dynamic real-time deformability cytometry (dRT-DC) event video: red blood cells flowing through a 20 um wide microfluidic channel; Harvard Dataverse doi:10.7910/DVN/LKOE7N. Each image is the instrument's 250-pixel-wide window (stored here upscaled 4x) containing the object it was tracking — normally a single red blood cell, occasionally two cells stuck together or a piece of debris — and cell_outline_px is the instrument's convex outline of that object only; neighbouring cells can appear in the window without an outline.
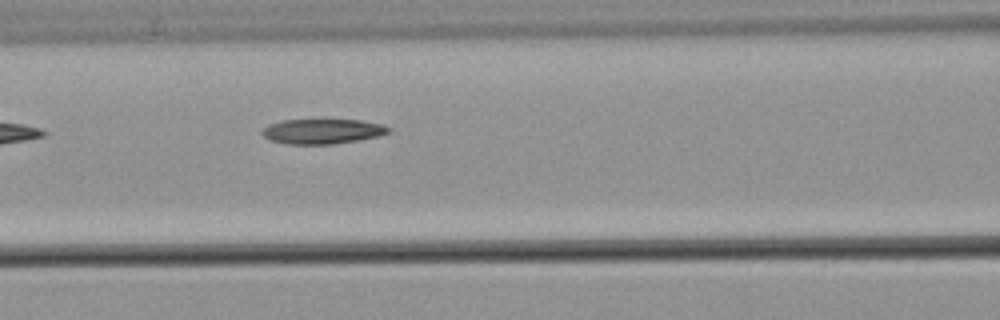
{"species": "common noctule bat (a hibernating species)", "species_latin": "Nyctalus noctula", "temperature_condition": "warm", "stored_images_in_passage": 6, "camera_frame_rate_fps": 3000, "um_per_image_px": 0.085, "animal": {"sex": "male", "body_mass_g": 21.5, "forearm_length_mm": 52.0}, "frame": {"image": 1, "passage_image": 6, "time_ms": 6.0, "image_size_px": [1000, 320], "cell_outline_px": [[392, 132], [380, 136], [360, 140], [332, 144], [288, 144], [272, 140], [264, 136], [260, 132], [268, 124], [284, 120], [360, 120], [380, 124], [392, 128]], "centroid_in_image_um": [27.45, 11.17], "position_along_channel_um": 139.1, "area_um2": 18.38}}